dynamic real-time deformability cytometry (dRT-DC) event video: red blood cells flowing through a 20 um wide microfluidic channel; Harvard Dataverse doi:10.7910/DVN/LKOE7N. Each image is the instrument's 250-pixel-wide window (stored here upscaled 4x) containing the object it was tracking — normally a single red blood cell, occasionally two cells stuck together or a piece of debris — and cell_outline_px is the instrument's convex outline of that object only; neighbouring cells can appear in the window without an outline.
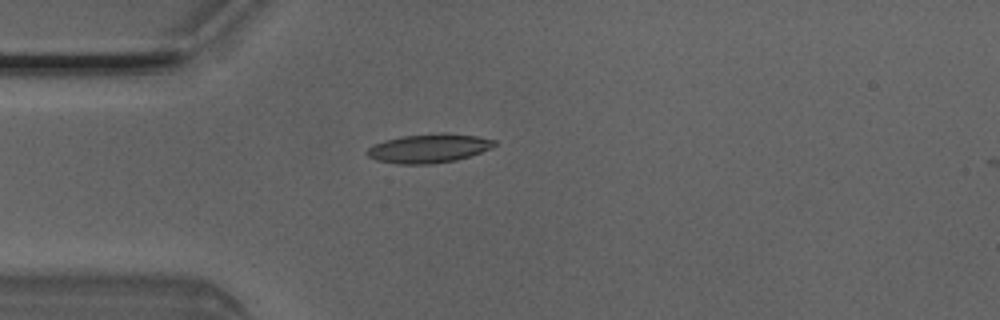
{"species": "Egyptian fruit bat (a non-hibernating species)", "species_latin": "Rousettus aegyptiacus", "temperature_condition": "room temperature", "stored_images_in_passage": 4, "camera_frame_rate_fps": 3000, "um_per_image_px": 0.085, "animal": {"sex": "male"}, "frame": {"image": 1, "passage_image": 4, "time_ms": 1.0, "image_size_px": [1000, 320], "cell_outline_px": [[496, 144], [492, 148], [456, 160], [432, 164], [396, 164], [376, 160], [368, 156], [364, 152], [372, 144], [384, 140], [400, 136], [440, 132], [444, 132], [476, 136], [496, 140]], "centroid_in_image_um": [36.41, 12.6], "position_along_channel_um": 48.6, "area_um2": 21.73}}